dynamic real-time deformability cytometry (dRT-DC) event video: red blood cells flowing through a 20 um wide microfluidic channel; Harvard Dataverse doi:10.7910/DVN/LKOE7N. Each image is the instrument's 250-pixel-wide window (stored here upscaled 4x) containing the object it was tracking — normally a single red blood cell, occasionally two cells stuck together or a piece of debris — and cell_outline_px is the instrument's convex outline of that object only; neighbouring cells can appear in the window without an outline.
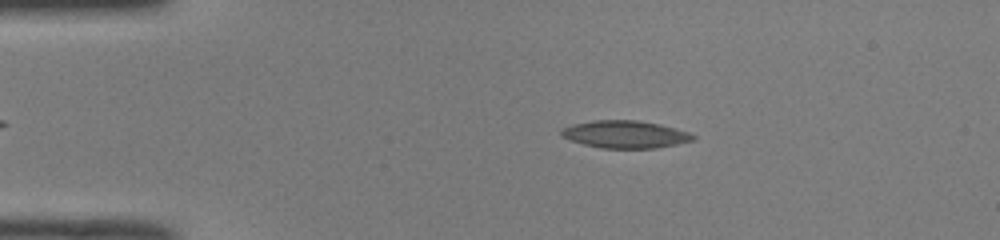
{"species": "common noctule bat (a hibernating species)", "species_latin": "Nyctalus noctula", "temperature_condition": "room temperature", "stored_images_in_passage": 50, "camera_frame_rate_fps": 3000, "um_per_image_px": 0.085, "animal": {"sex": "male", "body_mass_g": 19.0, "forearm_length_mm": 50.8}, "frame": {"image": 1, "passage_image": 10, "time_ms": 3.0, "image_size_px": [1000, 240], "cell_outline_px": [[696, 140], [656, 148], [600, 148], [584, 144], [560, 136], [560, 128], [572, 124], [596, 120], [636, 120], [660, 124], [676, 128], [688, 132], [696, 136]], "centroid_in_image_um": [53.14, 11.41], "position_along_channel_um": 31.9, "area_um2": 21.15}}
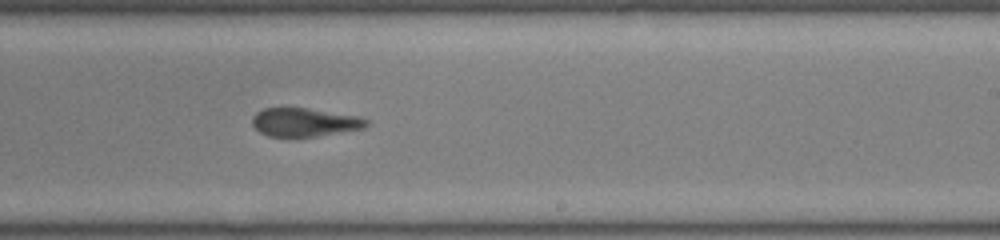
{"frame": {"image": 2, "passage_image": 31, "time_ms": 10.0, "image_size_px": [1000, 240], "cell_outline_px": [[368, 124], [364, 128], [296, 140], [288, 140], [268, 136], [260, 132], [252, 124], [252, 116], [256, 112], [264, 108], [308, 108], [360, 116], [368, 120]], "centroid_in_image_um": [25.85, 10.44], "position_along_channel_um": 263.1, "area_um2": 19.77}}
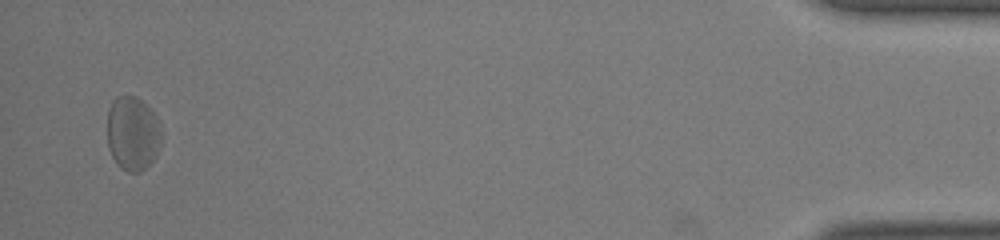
{"frame": {"image": 3, "passage_image": 49, "time_ms": 16.0, "image_size_px": [1000, 240], "cell_outline_px": [[160, 144], [156, 156], [140, 172], [128, 172], [120, 168], [116, 164], [108, 148], [108, 108], [112, 100], [116, 96], [136, 96], [148, 104], [156, 116], [160, 132]], "centroid_in_image_um": [11.26, 11.32], "position_along_channel_um": 423.9, "area_um2": 23.52}, "authors_computed_cell_mechanics": {"area_um2": 20.8947, "velocity_mm_per_s": 4.0377, "shape_relaxation_time_tau1_ms": 6.2928, "shape_relaxation_time_tau2_ms": 2.3209, "deformation_change_tau1": 0.1713, "deformation_change_tau2": 0.1107}}